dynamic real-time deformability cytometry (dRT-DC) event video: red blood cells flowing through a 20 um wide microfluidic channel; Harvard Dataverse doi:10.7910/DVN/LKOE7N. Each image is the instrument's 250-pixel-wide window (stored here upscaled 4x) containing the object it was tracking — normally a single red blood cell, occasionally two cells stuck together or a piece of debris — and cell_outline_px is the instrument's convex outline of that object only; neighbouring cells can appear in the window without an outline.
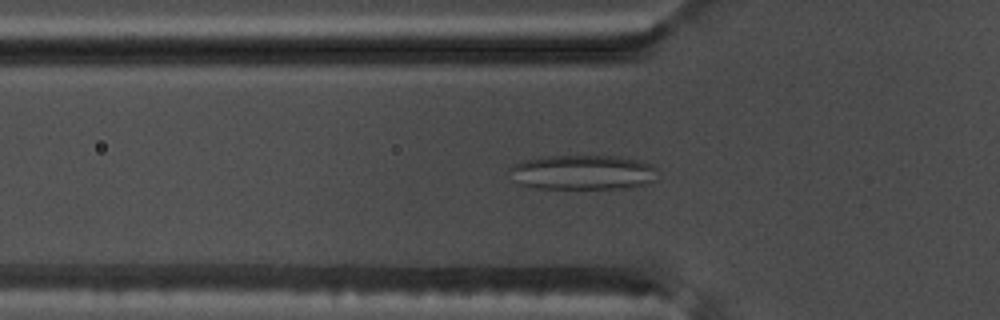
{"species": "common noctule bat (a hibernating species)", "species_latin": "Nyctalus noctula", "temperature_condition": "warm", "stored_images_in_passage": 46, "camera_frame_rate_fps": 3000, "um_per_image_px": 0.085, "animal": {"sex": "male", "body_mass_g": 17.5, "forearm_length_mm": 52.3}, "frame": {"image": 1, "passage_image": 15, "time_ms": 4.667, "image_size_px": [1000, 320], "cell_outline_px": [[656, 180], [648, 184], [632, 188], [536, 188], [520, 184], [508, 168], [512, 164], [524, 160], [544, 156], [616, 156], [644, 160], [652, 164], [656, 168]], "centroid_in_image_um": [49.61, 14.64], "position_along_channel_um": 76.2, "area_um2": 30.23}}
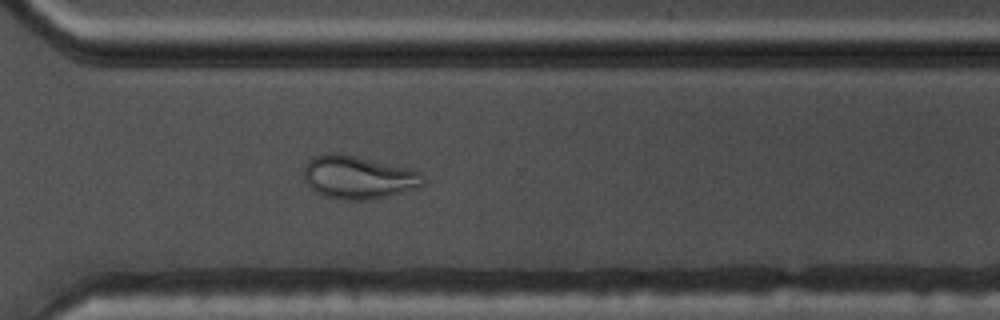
{"frame": {"image": 2, "passage_image": 36, "time_ms": 11.667, "image_size_px": [1000, 320], "cell_outline_px": [[424, 184], [400, 192], [368, 200], [340, 200], [324, 196], [316, 192], [304, 180], [304, 168], [308, 160], [316, 156], [328, 152], [332, 152], [412, 168], [420, 172], [424, 180]], "centroid_in_image_um": [30.41, 15.07], "position_along_channel_um": 340.2, "area_um2": 29.59}}
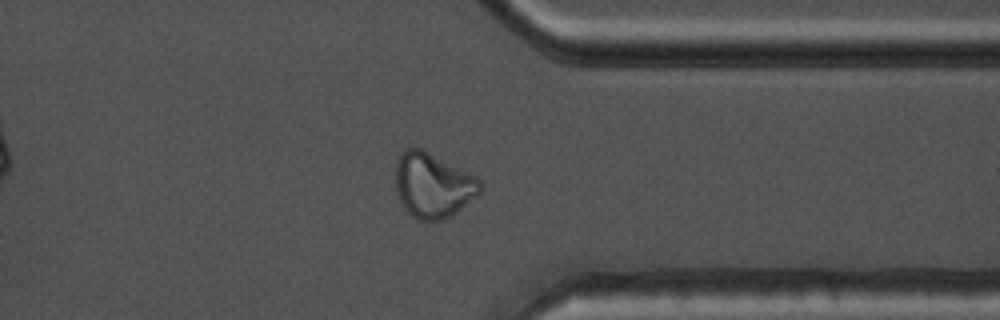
{"frame": {"image": 3, "passage_image": 39, "time_ms": 12.667, "image_size_px": [1000, 320], "cell_outline_px": [[484, 188], [480, 192], [452, 216], [444, 220], [420, 220], [412, 216], [408, 212], [400, 200], [396, 188], [396, 164], [404, 148], [420, 148], [476, 176], [480, 180]], "centroid_in_image_um": [36.81, 15.76], "position_along_channel_um": 374.6, "area_um2": 31.67}}